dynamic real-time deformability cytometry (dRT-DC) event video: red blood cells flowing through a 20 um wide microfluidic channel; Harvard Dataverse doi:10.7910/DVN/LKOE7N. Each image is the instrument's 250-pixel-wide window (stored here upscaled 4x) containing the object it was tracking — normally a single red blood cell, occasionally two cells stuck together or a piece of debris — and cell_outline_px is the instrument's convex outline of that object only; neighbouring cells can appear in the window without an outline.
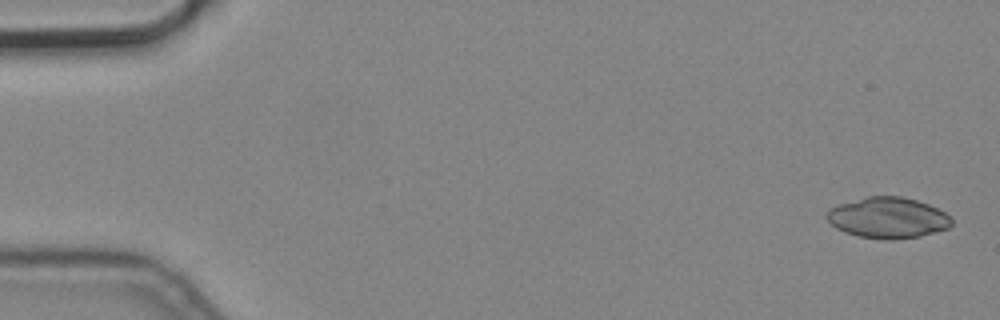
{"species": "common noctule bat (a hibernating species)", "species_latin": "Nyctalus noctula", "temperature_condition": "cold", "stored_images_in_passage": 5, "camera_frame_rate_fps": 3000, "um_per_image_px": 0.085, "animal": {"sex": "male", "body_mass_g": 19.2, "forearm_length_mm": 51.8}, "frame": {"image": 1, "passage_image": 1, "time_ms": 0.0, "image_size_px": [1000, 320], "cell_outline_px": [[952, 224], [948, 228], [920, 236], [896, 240], [888, 240], [856, 236], [844, 232], [836, 228], [824, 216], [828, 208], [836, 204], [868, 196], [904, 196], [928, 204], [944, 212], [952, 220]], "centroid_in_image_um": [75.42, 18.51], "position_along_channel_um": 9.6, "area_um2": 30.0}}
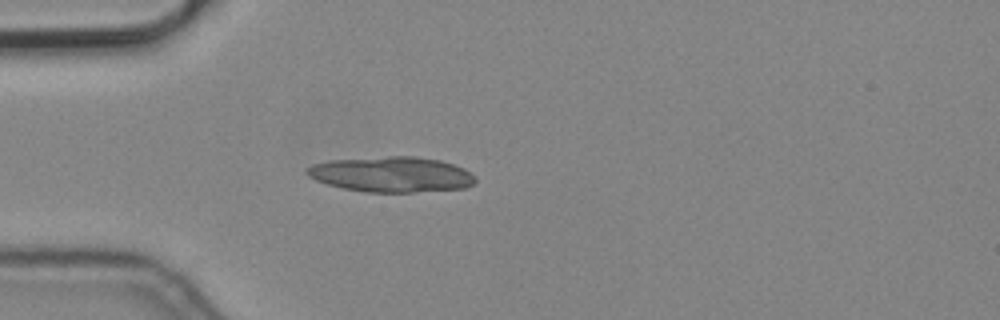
{"frame": {"image": 2, "passage_image": 5, "time_ms": 1.333, "image_size_px": [1000, 320], "cell_outline_px": [[476, 180], [472, 184], [464, 188], [412, 192], [368, 192], [344, 188], [328, 184], [316, 180], [308, 176], [304, 172], [312, 164], [328, 160], [388, 156], [416, 156], [440, 160], [464, 168]], "centroid_in_image_um": [33.24, 14.81], "position_along_channel_um": 51.8, "area_um2": 34.56}}